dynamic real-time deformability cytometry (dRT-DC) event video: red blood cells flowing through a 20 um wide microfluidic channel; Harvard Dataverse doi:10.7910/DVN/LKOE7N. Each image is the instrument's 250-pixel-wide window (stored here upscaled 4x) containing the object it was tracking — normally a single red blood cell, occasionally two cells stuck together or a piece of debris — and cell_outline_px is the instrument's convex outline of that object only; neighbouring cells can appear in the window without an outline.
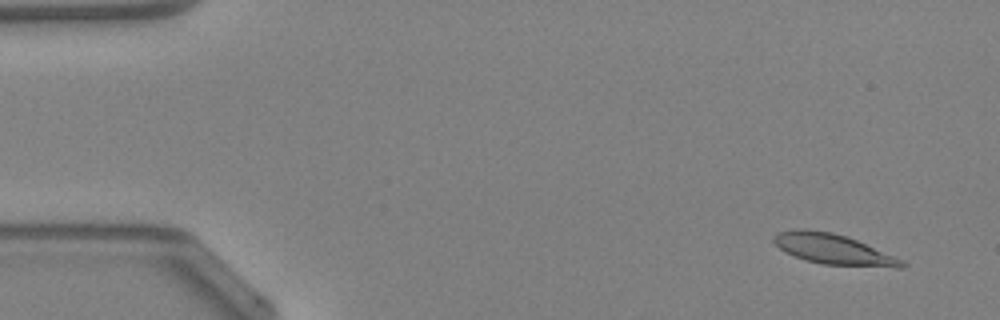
{"species": "Egyptian fruit bat (a non-hibernating species)", "species_latin": "Rousettus aegyptiacus", "temperature_condition": "warm", "stored_images_in_passage": 48, "camera_frame_rate_fps": 3000, "um_per_image_px": 0.085, "animal": {"sex": "female"}, "frame": {"image": 1, "passage_image": 3, "time_ms": 0.667, "image_size_px": [1000, 320], "cell_outline_px": [[908, 264], [904, 268], [896, 268], [824, 264], [804, 260], [784, 252], [772, 240], [772, 236], [780, 232], [796, 228], [804, 228], [832, 232], [848, 236], [904, 260]], "centroid_in_image_um": [70.85, 21.18], "position_along_channel_um": 14.1, "area_um2": 22.95}}
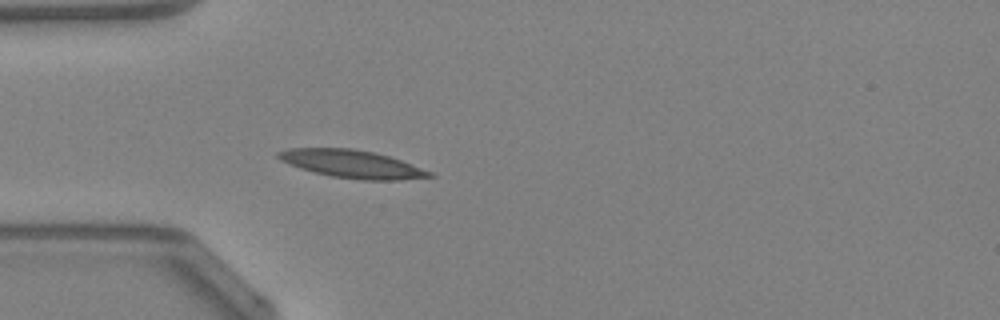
{"frame": {"image": 2, "passage_image": 14, "time_ms": 4.333, "image_size_px": [1000, 320], "cell_outline_px": [[436, 176], [400, 180], [364, 180], [332, 176], [300, 168], [280, 160], [276, 156], [276, 152], [288, 148], [352, 148], [372, 152], [388, 156], [400, 160], [432, 172]], "centroid_in_image_um": [29.9, 13.93], "position_along_channel_um": 55.1, "area_um2": 24.28}}
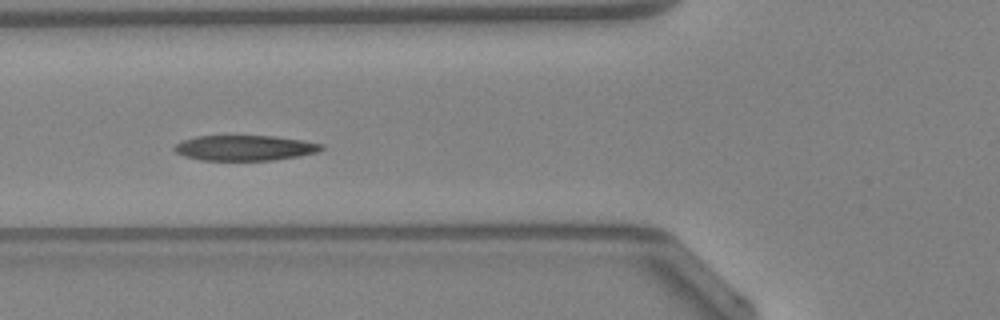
{"frame": {"image": 3, "passage_image": 18, "time_ms": 5.667, "image_size_px": [1000, 320], "cell_outline_px": [[324, 148], [316, 152], [300, 156], [272, 160], [200, 160], [184, 156], [176, 152], [172, 148], [176, 144], [184, 140], [196, 136], [276, 136], [304, 140], [324, 144]], "centroid_in_image_um": [20.83, 12.57], "position_along_channel_um": 105.0, "area_um2": 21.73}, "authors_computed_cell_mechanics": {"area_um2": 22.1663, "velocity_mm_per_s": 4.225, "shape_relaxation_time_tau1_ms": 4.3813, "shape_relaxation_time_tau2_ms": 2.9246, "deformation_change_tau1": 0.1518, "deformation_change_tau2": 0.0893}}